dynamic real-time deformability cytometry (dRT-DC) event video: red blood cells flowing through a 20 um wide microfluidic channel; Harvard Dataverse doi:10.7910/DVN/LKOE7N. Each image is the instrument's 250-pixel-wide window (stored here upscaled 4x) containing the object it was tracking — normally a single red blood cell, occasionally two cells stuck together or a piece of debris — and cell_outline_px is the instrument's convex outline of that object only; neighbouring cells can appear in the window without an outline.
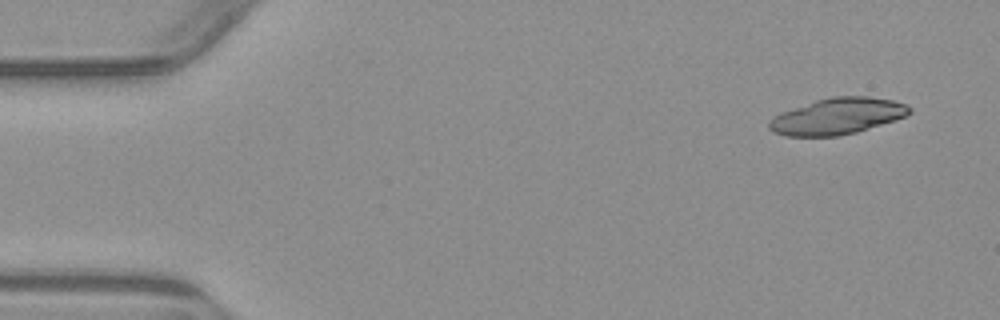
{"species": "common noctule bat (a hibernating species)", "species_latin": "Nyctalus noctula", "temperature_condition": "warm", "stored_images_in_passage": 5, "segment_of_instrument_passage": [1, 2], "camera_frame_rate_fps": 3000, "um_per_image_px": 0.085, "animal": {"sex": "male", "body_mass_g": 23.1, "forearm_length_mm": 52.7}, "frame": {"image": 1, "passage_image": 1, "time_ms": 0.0, "image_size_px": [1000, 320], "cell_outline_px": [[912, 112], [904, 116], [856, 132], [836, 136], [784, 136], [772, 132], [768, 128], [768, 120], [772, 116], [780, 112], [816, 100], [832, 96], [868, 96], [892, 100], [904, 104], [912, 108]], "centroid_in_image_um": [71.1, 9.88], "position_along_channel_um": 13.9, "area_um2": 29.59}}